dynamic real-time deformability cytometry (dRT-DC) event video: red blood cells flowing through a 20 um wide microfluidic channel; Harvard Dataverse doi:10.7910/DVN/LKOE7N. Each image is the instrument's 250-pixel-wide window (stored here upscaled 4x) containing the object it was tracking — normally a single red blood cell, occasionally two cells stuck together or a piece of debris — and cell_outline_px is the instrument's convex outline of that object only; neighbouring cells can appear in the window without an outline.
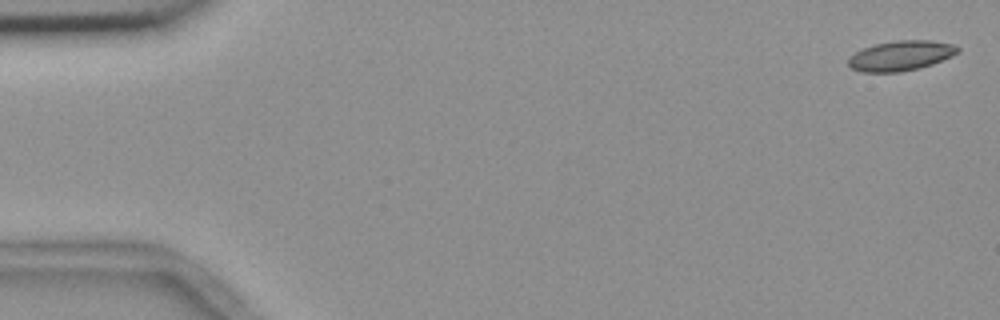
{"species": "common noctule bat (a hibernating species)", "species_latin": "Nyctalus noctula", "temperature_condition": "room temperature", "stored_images_in_passage": 17, "camera_frame_rate_fps": 3000, "um_per_image_px": 0.085, "animal": {"sex": "female", "body_mass_g": 18.4}, "frame": {"image": 1, "passage_image": 1, "time_ms": 0.0, "image_size_px": [1000, 320], "cell_outline_px": [[960, 52], [952, 56], [932, 64], [920, 68], [900, 72], [860, 72], [852, 68], [848, 64], [848, 56], [864, 48], [876, 44], [896, 40], [928, 40], [952, 44], [960, 48]], "centroid_in_image_um": [76.57, 4.74], "position_along_channel_um": 8.4, "area_um2": 19.13}}
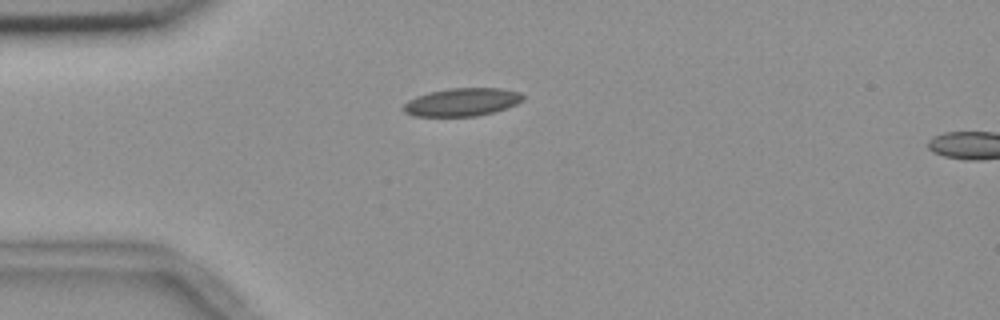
{"frame": {"image": 2, "passage_image": 14, "time_ms": 4.333, "image_size_px": [1000, 320], "cell_outline_px": [[524, 100], [508, 108], [476, 116], [412, 116], [404, 112], [400, 108], [408, 100], [416, 96], [428, 92], [448, 88], [500, 88], [520, 92], [524, 96]], "centroid_in_image_um": [39.25, 8.67], "position_along_channel_um": 45.8, "area_um2": 19.71}}